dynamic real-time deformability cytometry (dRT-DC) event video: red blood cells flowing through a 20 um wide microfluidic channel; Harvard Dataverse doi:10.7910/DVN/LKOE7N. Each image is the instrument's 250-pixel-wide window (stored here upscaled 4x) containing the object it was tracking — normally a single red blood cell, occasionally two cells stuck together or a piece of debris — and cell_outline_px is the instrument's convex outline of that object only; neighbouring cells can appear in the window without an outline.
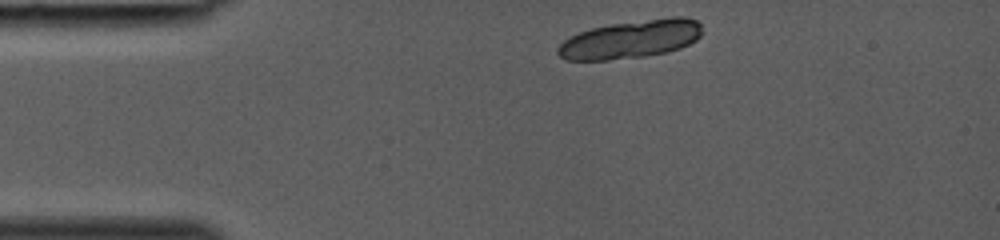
{"species": "common noctule bat (a hibernating species)", "species_latin": "Nyctalus noctula", "temperature_condition": "room temperature", "stored_images_in_passage": 30, "camera_frame_rate_fps": 3000, "um_per_image_px": 0.085, "animal": {"sex": "female", "body_mass_g": 19.0, "forearm_length_mm": 53.3}, "frame": {"image": 1, "passage_image": 1, "time_ms": 0.0, "image_size_px": [1000, 240], "cell_outline_px": [[700, 36], [696, 40], [680, 48], [668, 52], [644, 56], [608, 60], [568, 60], [560, 56], [556, 52], [556, 48], [564, 40], [580, 32], [592, 28], [612, 24], [668, 16], [684, 16], [696, 20], [700, 24]], "centroid_in_image_um": [53.63, 3.33], "position_along_channel_um": 31.4, "area_um2": 32.02}}
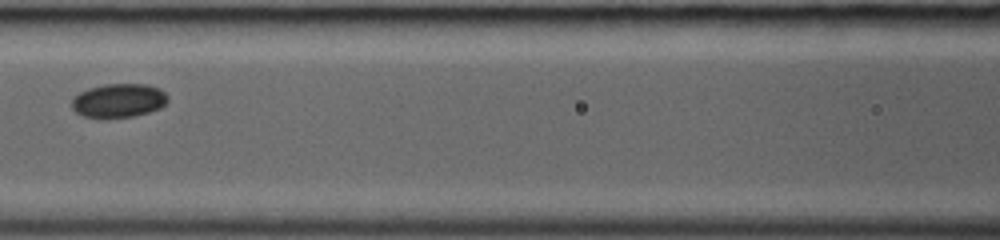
{"frame": {"image": 2, "passage_image": 12, "time_ms": 3.667, "image_size_px": [1000, 240], "cell_outline_px": [[168, 100], [160, 108], [148, 112], [132, 116], [104, 120], [84, 116], [76, 112], [72, 108], [72, 100], [80, 92], [88, 88], [104, 84], [148, 84], [160, 88], [168, 96]], "centroid_in_image_um": [10.08, 8.56], "position_along_channel_um": 156.5, "area_um2": 19.25}}
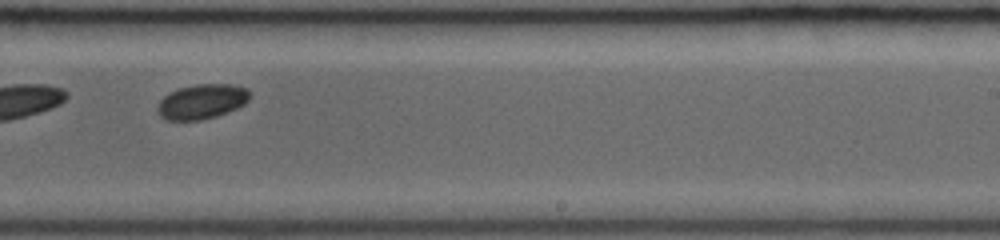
{"frame": {"image": 3, "passage_image": 19, "time_ms": 6.0, "image_size_px": [1000, 240], "cell_outline_px": [[248, 100], [244, 104], [228, 112], [216, 116], [200, 120], [168, 120], [160, 116], [156, 112], [156, 108], [160, 100], [168, 92], [180, 88], [196, 84], [232, 84], [248, 88]], "centroid_in_image_um": [17.12, 8.63], "position_along_channel_um": 271.9, "area_um2": 18.73}}